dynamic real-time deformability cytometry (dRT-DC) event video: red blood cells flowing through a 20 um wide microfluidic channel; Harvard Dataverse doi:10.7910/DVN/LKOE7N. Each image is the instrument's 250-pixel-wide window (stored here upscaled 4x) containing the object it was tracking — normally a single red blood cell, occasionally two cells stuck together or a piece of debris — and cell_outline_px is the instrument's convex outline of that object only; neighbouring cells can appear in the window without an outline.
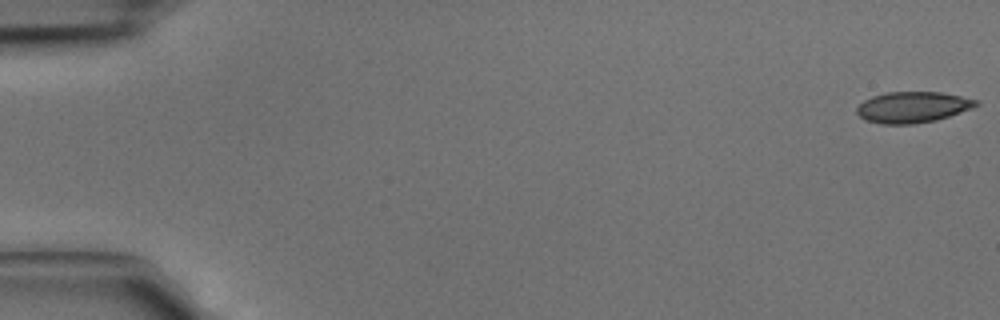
{"species": "common noctule bat (a hibernating species)", "species_latin": "Nyctalus noctula", "temperature_condition": "cold", "stored_images_in_passage": 2, "camera_frame_rate_fps": 3000, "um_per_image_px": 0.085, "animal": {"sex": "male", "body_mass_g": 15.6}, "frame": {"image": 1, "passage_image": 1, "time_ms": 0.0, "image_size_px": [1000, 320], "cell_outline_px": [[980, 104], [972, 108], [936, 120], [912, 124], [880, 124], [864, 120], [856, 112], [856, 108], [864, 100], [872, 96], [884, 92], [940, 92], [980, 100]], "centroid_in_image_um": [77.56, 9.11], "position_along_channel_um": 7.4, "area_um2": 21.62}}